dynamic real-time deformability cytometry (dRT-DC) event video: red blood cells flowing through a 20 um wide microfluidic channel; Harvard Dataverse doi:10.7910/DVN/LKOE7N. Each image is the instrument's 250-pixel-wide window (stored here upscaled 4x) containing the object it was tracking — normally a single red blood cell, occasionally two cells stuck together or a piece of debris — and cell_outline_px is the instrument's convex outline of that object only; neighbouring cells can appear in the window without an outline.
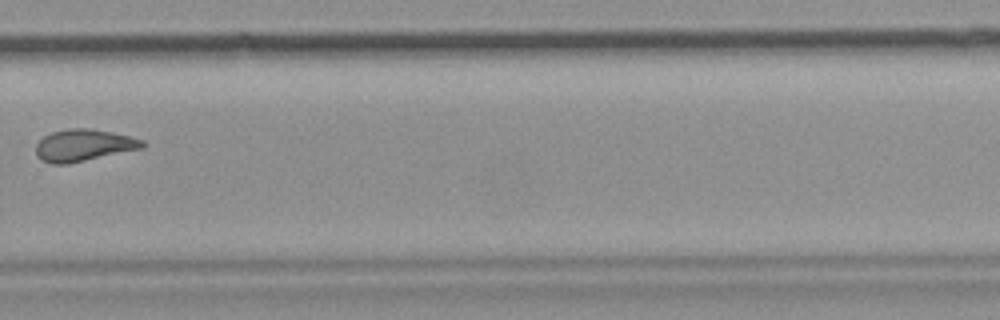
{"species": "common noctule bat (a hibernating species)", "species_latin": "Nyctalus noctula", "temperature_condition": "room temperature", "stored_images_in_passage": 11, "camera_frame_rate_fps": 3000, "um_per_image_px": 0.085, "animal": {"sex": "female", "body_mass_g": 19.9}, "frame": {"image": 1, "passage_image": 7, "time_ms": 7.667, "image_size_px": [1000, 320], "cell_outline_px": [[144, 148], [68, 164], [52, 164], [40, 160], [36, 156], [36, 144], [44, 136], [52, 132], [68, 128], [88, 128], [112, 132], [144, 140]], "centroid_in_image_um": [7.09, 12.35], "position_along_channel_um": 322.7, "area_um2": 19.88}}